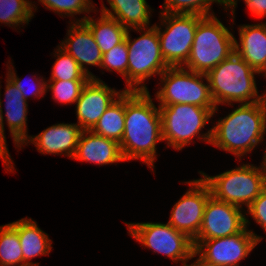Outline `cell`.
Listing matches in <instances>:
<instances>
[{"label":"cell","instance_id":"cell-16","mask_svg":"<svg viewBox=\"0 0 266 266\" xmlns=\"http://www.w3.org/2000/svg\"><path fill=\"white\" fill-rule=\"evenodd\" d=\"M69 25L66 37L58 46L77 61L86 75L94 78L95 75L89 71L88 65L100 68L103 54L90 29L83 22H69Z\"/></svg>","mask_w":266,"mask_h":266},{"label":"cell","instance_id":"cell-7","mask_svg":"<svg viewBox=\"0 0 266 266\" xmlns=\"http://www.w3.org/2000/svg\"><path fill=\"white\" fill-rule=\"evenodd\" d=\"M141 35L131 39L130 31ZM128 91H149L146 81L160 76L169 66L161 54L160 40L156 27L128 29Z\"/></svg>","mask_w":266,"mask_h":266},{"label":"cell","instance_id":"cell-36","mask_svg":"<svg viewBox=\"0 0 266 266\" xmlns=\"http://www.w3.org/2000/svg\"><path fill=\"white\" fill-rule=\"evenodd\" d=\"M258 75L266 78V58L265 61L263 63V65L257 70Z\"/></svg>","mask_w":266,"mask_h":266},{"label":"cell","instance_id":"cell-2","mask_svg":"<svg viewBox=\"0 0 266 266\" xmlns=\"http://www.w3.org/2000/svg\"><path fill=\"white\" fill-rule=\"evenodd\" d=\"M212 128L210 144L233 154L241 161L260 143L266 134V97L262 101L239 104Z\"/></svg>","mask_w":266,"mask_h":266},{"label":"cell","instance_id":"cell-19","mask_svg":"<svg viewBox=\"0 0 266 266\" xmlns=\"http://www.w3.org/2000/svg\"><path fill=\"white\" fill-rule=\"evenodd\" d=\"M235 52L253 69L258 70L266 58V22L243 24L238 27Z\"/></svg>","mask_w":266,"mask_h":266},{"label":"cell","instance_id":"cell-15","mask_svg":"<svg viewBox=\"0 0 266 266\" xmlns=\"http://www.w3.org/2000/svg\"><path fill=\"white\" fill-rule=\"evenodd\" d=\"M82 131L77 123L53 124L35 136L29 135L20 146V149L30 143L42 155H63L72 159Z\"/></svg>","mask_w":266,"mask_h":266},{"label":"cell","instance_id":"cell-9","mask_svg":"<svg viewBox=\"0 0 266 266\" xmlns=\"http://www.w3.org/2000/svg\"><path fill=\"white\" fill-rule=\"evenodd\" d=\"M128 234L141 246L154 253L163 254L174 263L186 261L197 257L194 251L193 240L186 234L177 231L169 223L163 222H125Z\"/></svg>","mask_w":266,"mask_h":266},{"label":"cell","instance_id":"cell-25","mask_svg":"<svg viewBox=\"0 0 266 266\" xmlns=\"http://www.w3.org/2000/svg\"><path fill=\"white\" fill-rule=\"evenodd\" d=\"M0 266H24L18 232L10 223L0 226Z\"/></svg>","mask_w":266,"mask_h":266},{"label":"cell","instance_id":"cell-3","mask_svg":"<svg viewBox=\"0 0 266 266\" xmlns=\"http://www.w3.org/2000/svg\"><path fill=\"white\" fill-rule=\"evenodd\" d=\"M257 70L233 52L207 74L210 93L216 107L234 106V103L249 104L262 101L266 90L259 94L256 84Z\"/></svg>","mask_w":266,"mask_h":266},{"label":"cell","instance_id":"cell-20","mask_svg":"<svg viewBox=\"0 0 266 266\" xmlns=\"http://www.w3.org/2000/svg\"><path fill=\"white\" fill-rule=\"evenodd\" d=\"M17 230L24 258V265L40 266L31 260L38 256H46L52 250L53 241L49 235L39 228L37 222L29 217L10 222Z\"/></svg>","mask_w":266,"mask_h":266},{"label":"cell","instance_id":"cell-26","mask_svg":"<svg viewBox=\"0 0 266 266\" xmlns=\"http://www.w3.org/2000/svg\"><path fill=\"white\" fill-rule=\"evenodd\" d=\"M45 9L53 11L55 14H58L60 17H71L69 22H83L90 14V12H98L94 6L92 0H38ZM83 15V17L77 19L76 15ZM85 13L88 16H85ZM73 17L75 18L73 20Z\"/></svg>","mask_w":266,"mask_h":266},{"label":"cell","instance_id":"cell-12","mask_svg":"<svg viewBox=\"0 0 266 266\" xmlns=\"http://www.w3.org/2000/svg\"><path fill=\"white\" fill-rule=\"evenodd\" d=\"M184 183L190 187L173 205L167 223L194 241L201 229L205 205L211 192L209 186L201 178Z\"/></svg>","mask_w":266,"mask_h":266},{"label":"cell","instance_id":"cell-8","mask_svg":"<svg viewBox=\"0 0 266 266\" xmlns=\"http://www.w3.org/2000/svg\"><path fill=\"white\" fill-rule=\"evenodd\" d=\"M159 77L161 83L158 85L161 88L158 87L155 94L158 105L193 104L204 108H216L206 74L179 66L168 67Z\"/></svg>","mask_w":266,"mask_h":266},{"label":"cell","instance_id":"cell-11","mask_svg":"<svg viewBox=\"0 0 266 266\" xmlns=\"http://www.w3.org/2000/svg\"><path fill=\"white\" fill-rule=\"evenodd\" d=\"M249 218L246 227L232 236L193 241L194 251L205 261L221 266H240V262L255 249L263 239L252 230Z\"/></svg>","mask_w":266,"mask_h":266},{"label":"cell","instance_id":"cell-33","mask_svg":"<svg viewBox=\"0 0 266 266\" xmlns=\"http://www.w3.org/2000/svg\"><path fill=\"white\" fill-rule=\"evenodd\" d=\"M246 218L250 215L253 220L266 232V187L245 211Z\"/></svg>","mask_w":266,"mask_h":266},{"label":"cell","instance_id":"cell-17","mask_svg":"<svg viewBox=\"0 0 266 266\" xmlns=\"http://www.w3.org/2000/svg\"><path fill=\"white\" fill-rule=\"evenodd\" d=\"M72 159L99 166L125 162L118 142L92 131H82Z\"/></svg>","mask_w":266,"mask_h":266},{"label":"cell","instance_id":"cell-6","mask_svg":"<svg viewBox=\"0 0 266 266\" xmlns=\"http://www.w3.org/2000/svg\"><path fill=\"white\" fill-rule=\"evenodd\" d=\"M201 179L209 186L211 195L221 201L247 208L266 187V168L263 161L260 166L241 163L236 168L226 170L215 176L198 171Z\"/></svg>","mask_w":266,"mask_h":266},{"label":"cell","instance_id":"cell-4","mask_svg":"<svg viewBox=\"0 0 266 266\" xmlns=\"http://www.w3.org/2000/svg\"><path fill=\"white\" fill-rule=\"evenodd\" d=\"M158 106L161 114L163 141L166 142L167 147L182 150L190 145L195 137L201 142L210 144L212 128L205 133L202 129L213 118L219 107L204 108L193 104Z\"/></svg>","mask_w":266,"mask_h":266},{"label":"cell","instance_id":"cell-13","mask_svg":"<svg viewBox=\"0 0 266 266\" xmlns=\"http://www.w3.org/2000/svg\"><path fill=\"white\" fill-rule=\"evenodd\" d=\"M244 209L209 197L201 223V229L194 241L223 238L240 233L246 227Z\"/></svg>","mask_w":266,"mask_h":266},{"label":"cell","instance_id":"cell-35","mask_svg":"<svg viewBox=\"0 0 266 266\" xmlns=\"http://www.w3.org/2000/svg\"><path fill=\"white\" fill-rule=\"evenodd\" d=\"M197 256H198V258L195 259L194 262H192L191 264H187L188 261H186L183 266H221V265H218V264H212V263H209V262L205 261L198 254H197Z\"/></svg>","mask_w":266,"mask_h":266},{"label":"cell","instance_id":"cell-18","mask_svg":"<svg viewBox=\"0 0 266 266\" xmlns=\"http://www.w3.org/2000/svg\"><path fill=\"white\" fill-rule=\"evenodd\" d=\"M5 82V113H3V120L7 122L15 148L20 150V146L29 137L27 128L28 102L7 76Z\"/></svg>","mask_w":266,"mask_h":266},{"label":"cell","instance_id":"cell-37","mask_svg":"<svg viewBox=\"0 0 266 266\" xmlns=\"http://www.w3.org/2000/svg\"><path fill=\"white\" fill-rule=\"evenodd\" d=\"M263 163H264L265 168H266V147H265V152H264V156H263Z\"/></svg>","mask_w":266,"mask_h":266},{"label":"cell","instance_id":"cell-34","mask_svg":"<svg viewBox=\"0 0 266 266\" xmlns=\"http://www.w3.org/2000/svg\"><path fill=\"white\" fill-rule=\"evenodd\" d=\"M1 84V82H0ZM1 86L0 85V158L3 162L4 169L7 171V173L10 171V173H14L15 165L12 160V157L9 153L8 146H7V140L5 135V127H4V120H3V102L1 99Z\"/></svg>","mask_w":266,"mask_h":266},{"label":"cell","instance_id":"cell-27","mask_svg":"<svg viewBox=\"0 0 266 266\" xmlns=\"http://www.w3.org/2000/svg\"><path fill=\"white\" fill-rule=\"evenodd\" d=\"M56 58L52 66L51 76L48 80H89L91 77L85 74L79 64L71 55L66 53L59 46L54 49Z\"/></svg>","mask_w":266,"mask_h":266},{"label":"cell","instance_id":"cell-21","mask_svg":"<svg viewBox=\"0 0 266 266\" xmlns=\"http://www.w3.org/2000/svg\"><path fill=\"white\" fill-rule=\"evenodd\" d=\"M102 2L100 13L119 21L127 29L150 27L152 8L146 0H107L110 9Z\"/></svg>","mask_w":266,"mask_h":266},{"label":"cell","instance_id":"cell-30","mask_svg":"<svg viewBox=\"0 0 266 266\" xmlns=\"http://www.w3.org/2000/svg\"><path fill=\"white\" fill-rule=\"evenodd\" d=\"M128 46L126 39L104 53L100 68L109 72H117L126 81L125 91H128Z\"/></svg>","mask_w":266,"mask_h":266},{"label":"cell","instance_id":"cell-23","mask_svg":"<svg viewBox=\"0 0 266 266\" xmlns=\"http://www.w3.org/2000/svg\"><path fill=\"white\" fill-rule=\"evenodd\" d=\"M125 129V92L106 109L91 130L120 144Z\"/></svg>","mask_w":266,"mask_h":266},{"label":"cell","instance_id":"cell-32","mask_svg":"<svg viewBox=\"0 0 266 266\" xmlns=\"http://www.w3.org/2000/svg\"><path fill=\"white\" fill-rule=\"evenodd\" d=\"M225 8H223L224 11L230 12V16H232V21L234 24L235 20V9L237 7L238 0H225ZM246 4V8L249 9L250 13L254 17L257 18H265L266 17V0H244Z\"/></svg>","mask_w":266,"mask_h":266},{"label":"cell","instance_id":"cell-10","mask_svg":"<svg viewBox=\"0 0 266 266\" xmlns=\"http://www.w3.org/2000/svg\"><path fill=\"white\" fill-rule=\"evenodd\" d=\"M160 24H153L158 32L161 54L169 67L184 66L188 60L198 22V14H159Z\"/></svg>","mask_w":266,"mask_h":266},{"label":"cell","instance_id":"cell-22","mask_svg":"<svg viewBox=\"0 0 266 266\" xmlns=\"http://www.w3.org/2000/svg\"><path fill=\"white\" fill-rule=\"evenodd\" d=\"M83 23L90 29L102 54L122 43L128 31L119 21L102 13L97 19L88 16Z\"/></svg>","mask_w":266,"mask_h":266},{"label":"cell","instance_id":"cell-1","mask_svg":"<svg viewBox=\"0 0 266 266\" xmlns=\"http://www.w3.org/2000/svg\"><path fill=\"white\" fill-rule=\"evenodd\" d=\"M149 91H125V129L120 149L123 158L142 160L154 173L157 144L163 141L159 106Z\"/></svg>","mask_w":266,"mask_h":266},{"label":"cell","instance_id":"cell-14","mask_svg":"<svg viewBox=\"0 0 266 266\" xmlns=\"http://www.w3.org/2000/svg\"><path fill=\"white\" fill-rule=\"evenodd\" d=\"M109 87L97 76L90 78L76 101L77 124L83 131H91L99 118L123 93Z\"/></svg>","mask_w":266,"mask_h":266},{"label":"cell","instance_id":"cell-24","mask_svg":"<svg viewBox=\"0 0 266 266\" xmlns=\"http://www.w3.org/2000/svg\"><path fill=\"white\" fill-rule=\"evenodd\" d=\"M37 5L29 0H0V23L17 30L28 25Z\"/></svg>","mask_w":266,"mask_h":266},{"label":"cell","instance_id":"cell-29","mask_svg":"<svg viewBox=\"0 0 266 266\" xmlns=\"http://www.w3.org/2000/svg\"><path fill=\"white\" fill-rule=\"evenodd\" d=\"M88 80H46V92L51 91L52 99L63 105L75 104Z\"/></svg>","mask_w":266,"mask_h":266},{"label":"cell","instance_id":"cell-28","mask_svg":"<svg viewBox=\"0 0 266 266\" xmlns=\"http://www.w3.org/2000/svg\"><path fill=\"white\" fill-rule=\"evenodd\" d=\"M216 3L225 8V0H164L163 7L159 12L185 13L207 16L214 14L212 4Z\"/></svg>","mask_w":266,"mask_h":266},{"label":"cell","instance_id":"cell-31","mask_svg":"<svg viewBox=\"0 0 266 266\" xmlns=\"http://www.w3.org/2000/svg\"><path fill=\"white\" fill-rule=\"evenodd\" d=\"M12 64V65H11ZM11 65V66H10ZM7 77L14 83V85L22 92V96L23 98L28 102V98L30 97H34V98H44V96L46 95V80L44 79V77L39 76L38 74L35 76L33 75L32 78H34V82L33 85L31 83L30 87L32 88H27L29 89V91L26 90L22 80L18 77L17 75V71L14 70V65L13 63L9 60L7 62Z\"/></svg>","mask_w":266,"mask_h":266},{"label":"cell","instance_id":"cell-5","mask_svg":"<svg viewBox=\"0 0 266 266\" xmlns=\"http://www.w3.org/2000/svg\"><path fill=\"white\" fill-rule=\"evenodd\" d=\"M232 30L226 27L215 13L204 16L198 22L191 51L183 67L207 74L235 52Z\"/></svg>","mask_w":266,"mask_h":266}]
</instances>
